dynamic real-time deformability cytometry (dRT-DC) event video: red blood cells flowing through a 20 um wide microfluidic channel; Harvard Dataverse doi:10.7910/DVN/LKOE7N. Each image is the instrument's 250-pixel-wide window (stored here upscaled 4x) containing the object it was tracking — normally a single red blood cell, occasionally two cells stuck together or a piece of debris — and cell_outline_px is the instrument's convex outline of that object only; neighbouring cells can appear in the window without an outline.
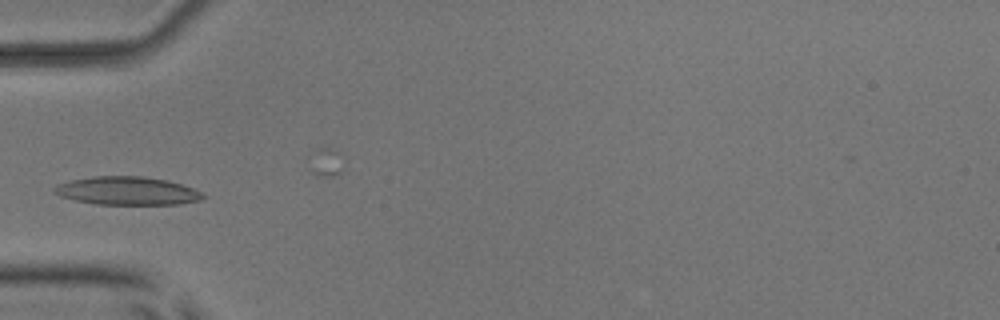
{"species": "common noctule bat (a hibernating species)", "species_latin": "Nyctalus noctula", "temperature_condition": "room temperature", "stored_images_in_passage": 6, "camera_frame_rate_fps": 3000, "um_per_image_px": 0.085, "animal": {"sex": "male", "body_mass_g": 17.9, "forearm_length_mm": 54.2}, "frame": {"image": 1, "passage_image": 4, "time_ms": 3.667, "image_size_px": [1000, 320], "cell_outline_px": [[204, 196], [200, 200], [180, 204], [96, 204], [76, 200], [60, 196], [52, 192], [52, 188], [60, 184], [72, 180], [92, 176], [144, 176], [168, 180], [192, 188], [200, 192]], "centroid_in_image_um": [10.79, 16.22], "position_along_channel_um": 74.2, "area_um2": 24.28}}
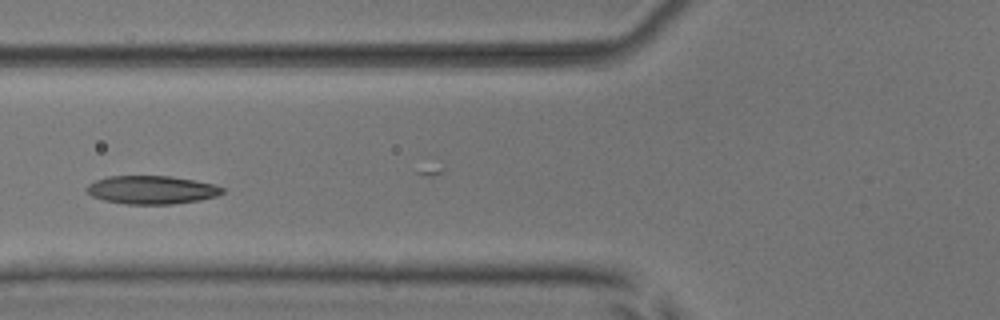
{"frame": {"image": 2, "passage_image": 5, "time_ms": 4.667, "image_size_px": [1000, 320], "cell_outline_px": [[224, 192], [216, 196], [200, 200], [172, 204], [128, 204], [104, 200], [92, 196], [84, 188], [88, 184], [96, 180], [108, 176], [172, 176], [212, 184], [224, 188]], "centroid_in_image_um": [12.87, 16.14], "position_along_channel_um": 112.9, "area_um2": 22.25}}